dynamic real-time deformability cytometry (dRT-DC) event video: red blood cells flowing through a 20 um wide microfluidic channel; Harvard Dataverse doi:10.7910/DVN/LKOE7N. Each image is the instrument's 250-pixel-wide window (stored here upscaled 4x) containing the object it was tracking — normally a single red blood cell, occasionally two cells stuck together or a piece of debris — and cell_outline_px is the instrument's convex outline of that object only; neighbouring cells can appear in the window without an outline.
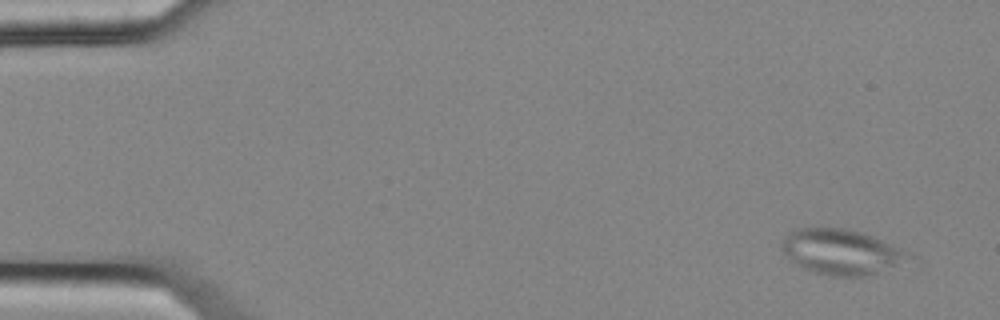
{"species": "common noctule bat (a hibernating species)", "species_latin": "Nyctalus noctula", "temperature_condition": "cold", "stored_images_in_passage": 8, "camera_frame_rate_fps": 3000, "um_per_image_px": 0.085, "animal": {"sex": "female", "body_mass_g": 25.1}, "frame": {"image": 1, "passage_image": 1, "time_ms": 0.0, "image_size_px": [1000, 320], "cell_outline_px": [[908, 252], [896, 264], [868, 276], [828, 276], [812, 272], [804, 268], [792, 260], [780, 248], [780, 244], [788, 232], [796, 228], [844, 228], [864, 232], [900, 248]], "centroid_in_image_um": [71.39, 21.39], "position_along_channel_um": 13.6, "area_um2": 32.71}}